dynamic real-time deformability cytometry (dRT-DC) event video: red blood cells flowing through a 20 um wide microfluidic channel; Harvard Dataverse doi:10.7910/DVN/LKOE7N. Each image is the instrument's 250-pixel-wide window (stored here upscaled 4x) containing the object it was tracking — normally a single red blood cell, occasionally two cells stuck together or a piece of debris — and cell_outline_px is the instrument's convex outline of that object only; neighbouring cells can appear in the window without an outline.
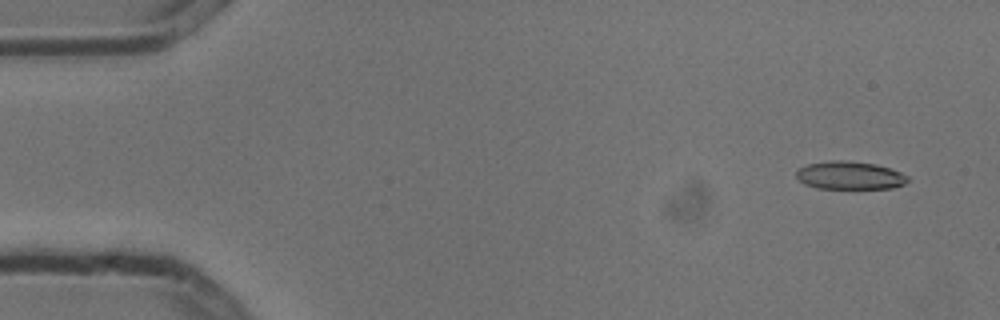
{"species": "common noctule bat (a hibernating species)", "species_latin": "Nyctalus noctula", "temperature_condition": "cold", "stored_images_in_passage": 4, "camera_frame_rate_fps": 3000, "um_per_image_px": 0.085, "animal": {"sex": "male", "body_mass_g": 13.3}, "frame": {"image": 1, "passage_image": 1, "time_ms": 0.0, "image_size_px": [1000, 320], "cell_outline_px": [[908, 180], [904, 184], [892, 188], [816, 188], [804, 184], [796, 176], [796, 172], [800, 168], [808, 164], [832, 160], [844, 160], [876, 164], [900, 172], [908, 176]], "centroid_in_image_um": [72.22, 14.91], "position_along_channel_um": 12.8, "area_um2": 18.03}}
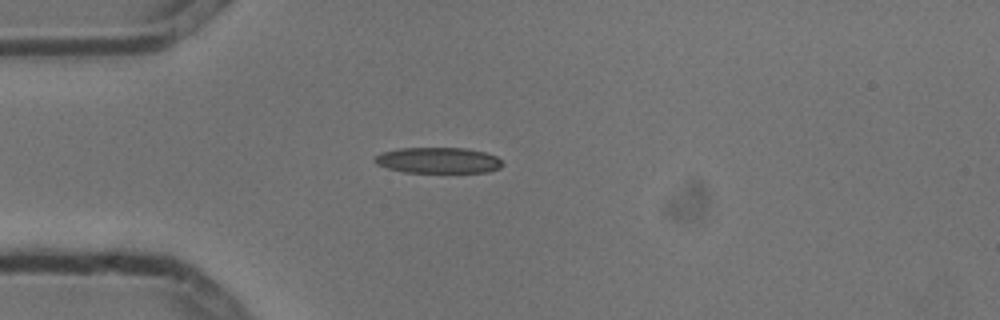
{"frame": {"image": 2, "passage_image": 4, "time_ms": 1.0, "image_size_px": [1000, 320], "cell_outline_px": [[504, 164], [500, 168], [488, 172], [404, 172], [388, 168], [376, 164], [372, 160], [380, 152], [400, 148], [468, 148], [484, 152], [496, 156]], "centroid_in_image_um": [37.23, 13.62], "position_along_channel_um": 47.8, "area_um2": 19.31}}